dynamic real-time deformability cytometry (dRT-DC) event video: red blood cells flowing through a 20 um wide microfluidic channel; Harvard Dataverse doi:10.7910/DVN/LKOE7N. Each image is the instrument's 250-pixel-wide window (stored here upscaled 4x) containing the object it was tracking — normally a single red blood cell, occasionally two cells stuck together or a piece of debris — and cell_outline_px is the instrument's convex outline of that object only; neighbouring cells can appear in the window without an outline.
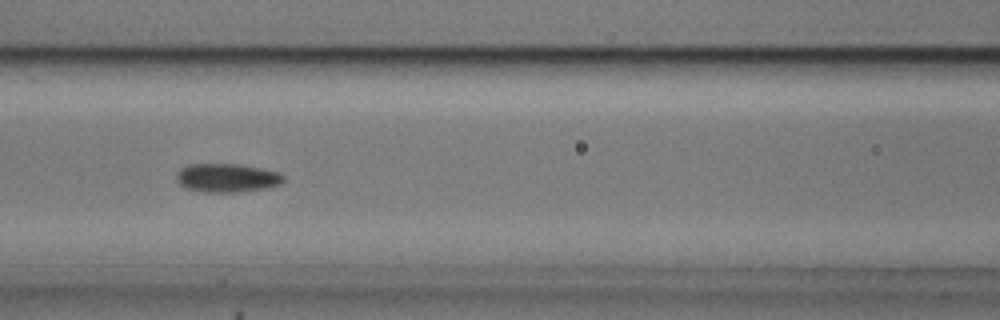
{"species": "common noctule bat (a hibernating species)", "species_latin": "Nyctalus noctula", "temperature_condition": "cold", "stored_images_in_passage": 13, "camera_frame_rate_fps": 3000, "um_per_image_px": 0.085, "animal": {"sex": "male", "body_mass_g": 20.5, "forearm_length_mm": 52.5}, "frame": {"image": 1, "passage_image": 5, "time_ms": 1.333, "image_size_px": [1000, 320], "cell_outline_px": [[284, 180], [280, 184], [264, 188], [236, 192], [204, 192], [188, 188], [180, 184], [176, 180], [176, 172], [180, 168], [188, 164], [240, 164], [280, 172], [284, 176]], "centroid_in_image_um": [19.27, 15.1], "position_along_channel_um": 147.3, "area_um2": 17.86}}
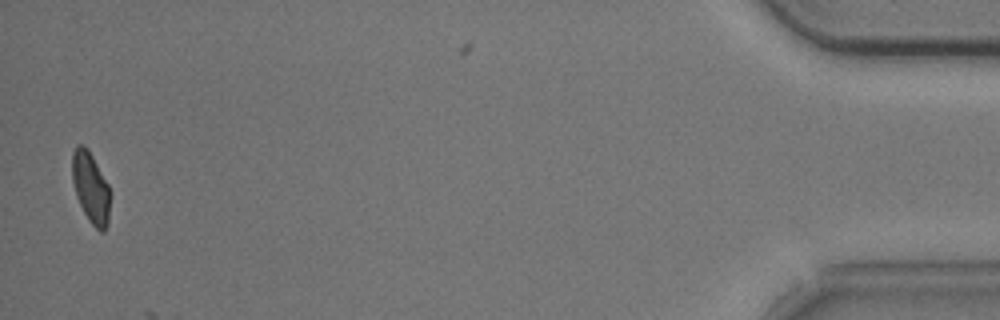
{"frame": {"image": 2, "passage_image": 13, "time_ms": 4.0, "image_size_px": [1000, 320], "cell_outline_px": [[112, 192], [108, 224], [104, 232], [100, 232], [88, 220], [76, 196], [72, 180], [72, 152], [76, 144], [84, 144], [88, 148], [108, 184]], "centroid_in_image_um": [7.73, 15.95], "position_along_channel_um": 427.5, "area_um2": 16.13}}